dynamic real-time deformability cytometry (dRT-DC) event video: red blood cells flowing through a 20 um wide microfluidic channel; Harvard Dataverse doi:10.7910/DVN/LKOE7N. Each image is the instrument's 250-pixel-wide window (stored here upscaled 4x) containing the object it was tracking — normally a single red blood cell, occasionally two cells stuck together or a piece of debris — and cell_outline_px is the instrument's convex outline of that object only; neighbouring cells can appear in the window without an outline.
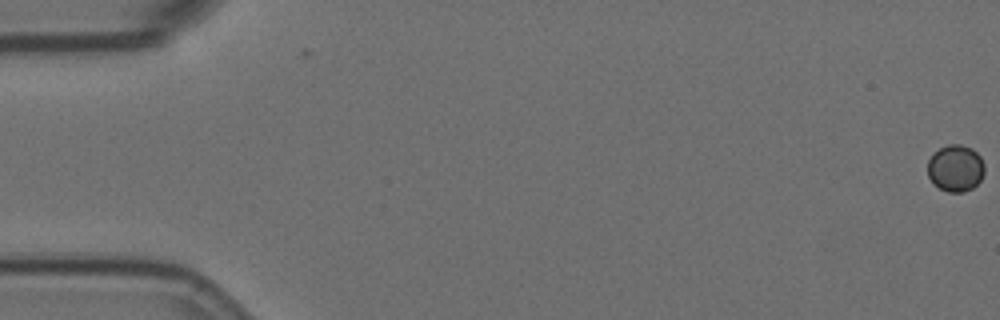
{"species": "Egyptian fruit bat (a non-hibernating species)", "species_latin": "Rousettus aegyptiacus", "temperature_condition": "room temperature", "stored_images_in_passage": 59, "camera_frame_rate_fps": 3000, "um_per_image_px": 0.085, "animal": {"sex": "female"}, "frame": {"image": 1, "passage_image": 1, "time_ms": 0.0, "image_size_px": [1000, 320], "cell_outline_px": [[984, 172], [980, 180], [972, 188], [964, 192], [948, 192], [940, 188], [928, 176], [928, 160], [932, 152], [948, 144], [960, 144], [972, 148], [980, 156], [984, 164]], "centroid_in_image_um": [81.22, 14.27], "position_along_channel_um": 3.8, "area_um2": 15.49}}
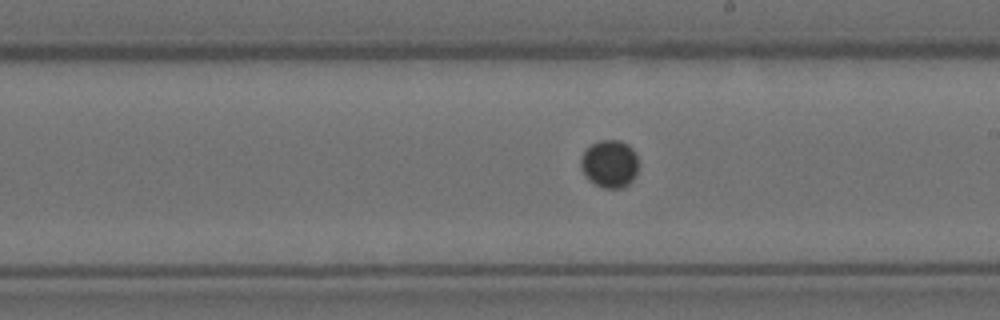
{"frame": {"image": 2, "passage_image": 34, "time_ms": 11.0, "image_size_px": [1000, 320], "cell_outline_px": [[636, 176], [624, 188], [604, 188], [588, 180], [584, 176], [580, 168], [580, 156], [592, 144], [600, 140], [620, 140], [628, 144], [632, 148], [636, 156]], "centroid_in_image_um": [51.78, 13.93], "position_along_channel_um": 237.2, "area_um2": 16.07}}
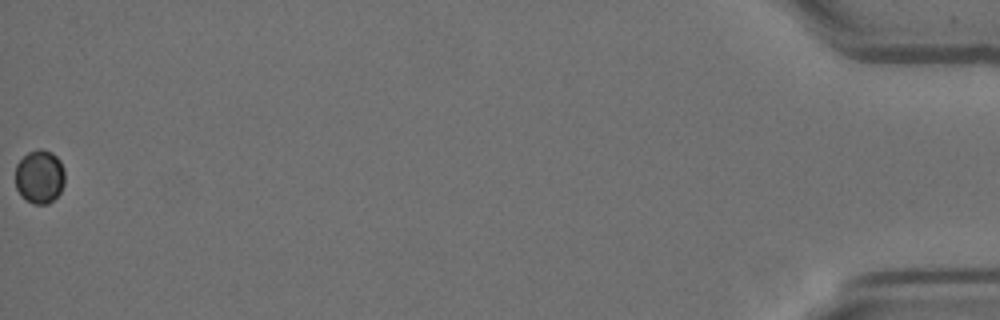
{"frame": {"image": 3, "passage_image": 59, "time_ms": 19.333, "image_size_px": [1000, 320], "cell_outline_px": [[64, 184], [60, 192], [48, 204], [32, 204], [20, 196], [16, 188], [16, 164], [28, 152], [36, 148], [40, 148], [52, 152], [60, 160], [64, 168]], "centroid_in_image_um": [3.36, 15.01], "position_along_channel_um": 431.8, "area_um2": 15.66}}